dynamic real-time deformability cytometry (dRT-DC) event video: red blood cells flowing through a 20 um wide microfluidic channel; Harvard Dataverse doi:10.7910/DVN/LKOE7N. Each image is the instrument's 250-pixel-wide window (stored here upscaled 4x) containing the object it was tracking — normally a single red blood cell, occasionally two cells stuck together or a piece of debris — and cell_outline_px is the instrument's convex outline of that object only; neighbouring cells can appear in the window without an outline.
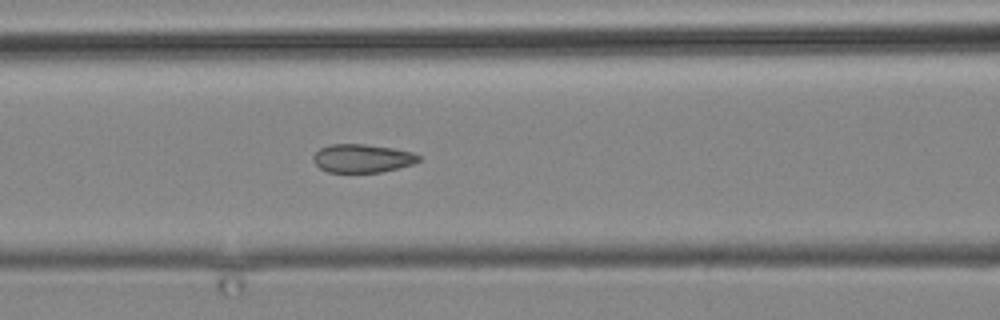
{"species": "common noctule bat (a hibernating species)", "species_latin": "Nyctalus noctula", "temperature_condition": "cold", "stored_images_in_passage": 6, "camera_frame_rate_fps": 3000, "um_per_image_px": 0.085, "animal": {"sex": "male", "body_mass_g": 19.2, "forearm_length_mm": 51.8}, "frame": {"image": 1, "passage_image": 6, "time_ms": 6.0, "image_size_px": [1000, 320], "cell_outline_px": [[420, 160], [412, 164], [380, 172], [328, 172], [320, 168], [312, 160], [312, 156], [320, 148], [332, 144], [364, 144], [392, 148], [412, 152], [420, 156]], "centroid_in_image_um": [30.76, 13.45], "position_along_channel_um": 135.8, "area_um2": 17.28}}